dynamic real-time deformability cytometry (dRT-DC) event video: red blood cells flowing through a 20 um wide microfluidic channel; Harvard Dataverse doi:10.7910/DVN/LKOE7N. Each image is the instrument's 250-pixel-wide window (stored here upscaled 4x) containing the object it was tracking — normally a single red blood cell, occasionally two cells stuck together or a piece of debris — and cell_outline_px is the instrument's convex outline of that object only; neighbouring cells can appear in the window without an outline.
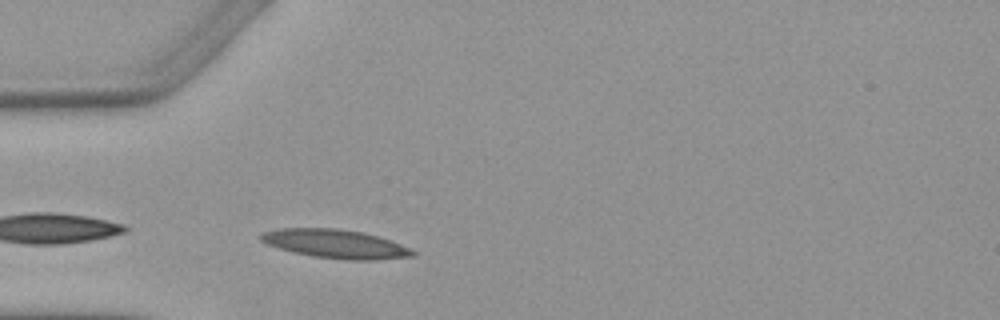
{"species": "Egyptian fruit bat (a non-hibernating species)", "species_latin": "Rousettus aegyptiacus", "temperature_condition": "warm", "stored_images_in_passage": 2, "camera_frame_rate_fps": 3000, "um_per_image_px": 0.085, "animal": {"sex": "female"}, "frame": {"image": 1, "passage_image": 2, "time_ms": 1.333, "image_size_px": [1000, 320], "cell_outline_px": [[416, 256], [376, 260], [348, 260], [312, 256], [292, 252], [268, 244], [260, 240], [260, 232], [276, 228], [336, 228], [360, 232], [376, 236], [400, 244], [416, 252]], "centroid_in_image_um": [28.47, 20.73], "position_along_channel_um": 56.5, "area_um2": 25.32}}